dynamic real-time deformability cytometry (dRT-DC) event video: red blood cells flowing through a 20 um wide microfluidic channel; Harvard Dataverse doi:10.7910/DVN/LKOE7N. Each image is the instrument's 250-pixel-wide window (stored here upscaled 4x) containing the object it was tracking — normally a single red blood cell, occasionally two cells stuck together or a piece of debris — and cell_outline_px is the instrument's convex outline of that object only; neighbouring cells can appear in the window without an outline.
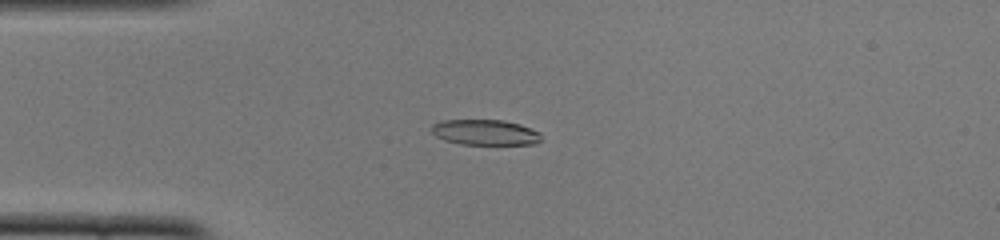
{"species": "common noctule bat (a hibernating species)", "species_latin": "Nyctalus noctula", "temperature_condition": "cold", "stored_images_in_passage": 41, "camera_frame_rate_fps": 3000, "um_per_image_px": 0.085, "animal": {"sex": "female", "body_mass_g": 22.0, "forearm_length_mm": 56.7}, "frame": {"image": 1, "passage_image": 3, "time_ms": 0.667, "image_size_px": [1000, 240], "cell_outline_px": [[540, 140], [536, 144], [460, 144], [444, 140], [436, 136], [432, 132], [432, 124], [440, 120], [504, 120], [520, 124], [540, 132]], "centroid_in_image_um": [41.22, 11.24], "position_along_channel_um": 43.8, "area_um2": 16.3}}
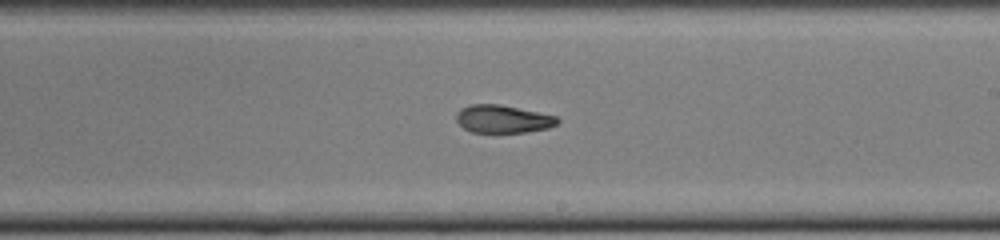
{"frame": {"image": 2, "passage_image": 20, "time_ms": 6.333, "image_size_px": [1000, 240], "cell_outline_px": [[560, 120], [556, 124], [548, 128], [524, 132], [472, 132], [464, 128], [456, 120], [456, 112], [460, 108], [472, 104], [500, 104], [556, 116]], "centroid_in_image_um": [42.72, 10.11], "position_along_channel_um": 246.3, "area_um2": 16.3}}
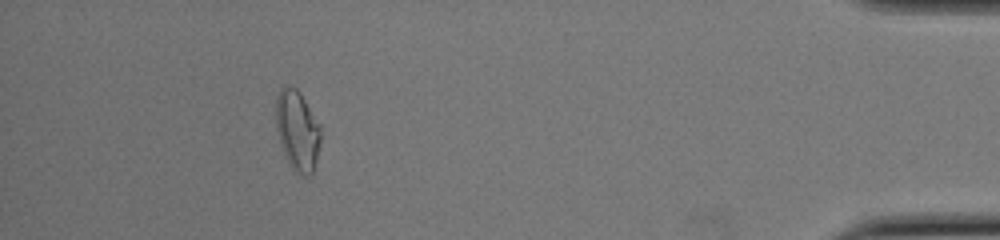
{"frame": {"image": 3, "passage_image": 37, "time_ms": 12.0, "image_size_px": [1000, 240], "cell_outline_px": [[320, 140], [316, 160], [312, 172], [308, 176], [300, 176], [288, 164], [276, 128], [276, 96], [280, 88], [284, 84], [296, 88], [300, 92], [320, 124]], "centroid_in_image_um": [25.27, 11.06], "position_along_channel_um": 409.9, "area_um2": 20.92}, "authors_computed_cell_mechanics": {"area_um2": 17.2244, "velocity_mm_per_s": 3.8902, "shape_relaxation_time_tau1_ms": null, "shape_relaxation_time_tau2_ms": 2.2557, "deformation_change_tau1": null, "deformation_change_tau2": 0.0801}}